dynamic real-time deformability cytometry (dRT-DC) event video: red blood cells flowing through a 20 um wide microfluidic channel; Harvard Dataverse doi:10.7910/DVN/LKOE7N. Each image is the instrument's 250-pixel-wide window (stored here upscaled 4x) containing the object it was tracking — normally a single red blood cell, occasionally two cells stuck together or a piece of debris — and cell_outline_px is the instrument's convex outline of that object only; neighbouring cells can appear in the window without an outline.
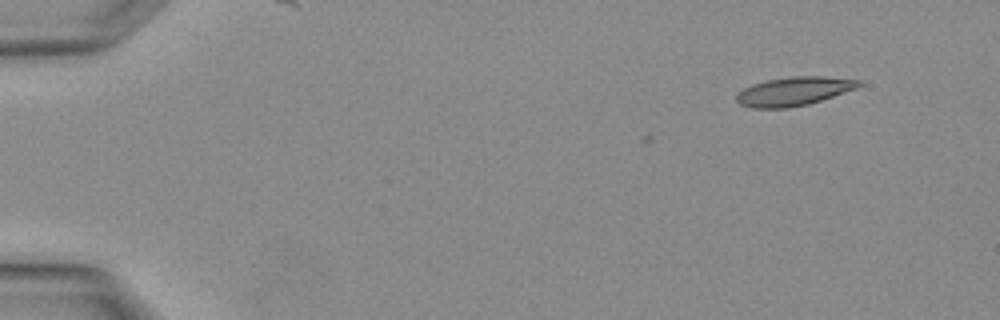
{"species": "Egyptian fruit bat (a non-hibernating species)", "species_latin": "Rousettus aegyptiacus", "temperature_condition": "warm", "stored_images_in_passage": 4, "camera_frame_rate_fps": 3000, "um_per_image_px": 0.085, "animal": {"sex": "female"}, "frame": {"image": 1, "passage_image": 1, "time_ms": 0.0, "image_size_px": [1000, 320], "cell_outline_px": [[864, 84], [856, 88], [808, 104], [788, 108], [752, 108], [740, 104], [736, 100], [736, 96], [744, 88], [752, 84], [768, 80], [792, 76], [824, 76], [860, 80]], "centroid_in_image_um": [67.48, 7.75], "position_along_channel_um": 17.5, "area_um2": 20.29}}
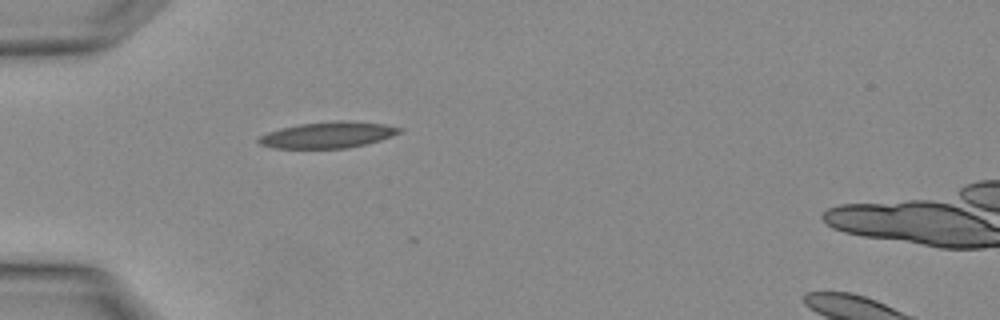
{"frame": {"image": 2, "passage_image": 3, "time_ms": 0.667, "image_size_px": [1000, 320], "cell_outline_px": [[404, 128], [400, 132], [392, 136], [380, 140], [364, 144], [344, 148], [272, 148], [260, 144], [256, 140], [260, 136], [268, 132], [280, 128], [300, 124], [340, 120], [344, 120], [384, 124]], "centroid_in_image_um": [27.86, 11.46], "position_along_channel_um": 57.1, "area_um2": 21.33}}